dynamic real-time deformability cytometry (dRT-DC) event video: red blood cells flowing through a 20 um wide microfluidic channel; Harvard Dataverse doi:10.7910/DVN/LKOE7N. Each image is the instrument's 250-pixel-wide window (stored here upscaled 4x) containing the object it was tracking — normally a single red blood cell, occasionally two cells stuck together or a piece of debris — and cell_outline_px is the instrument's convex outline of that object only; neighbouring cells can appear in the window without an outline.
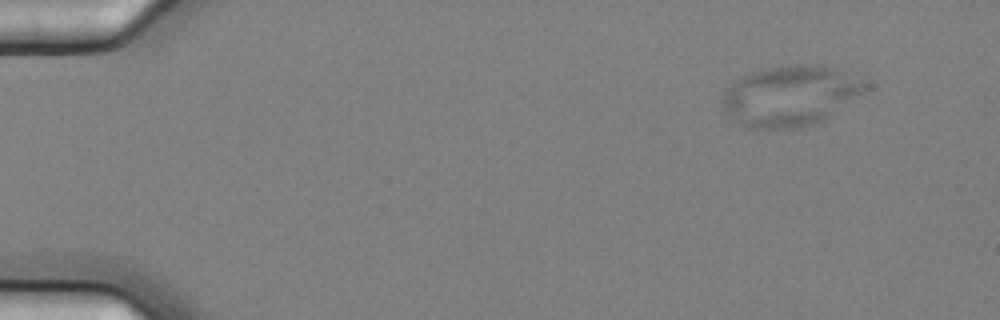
{"species": "common noctule bat (a hibernating species)", "species_latin": "Nyctalus noctula", "temperature_condition": "cold", "stored_images_in_passage": 5, "camera_frame_rate_fps": 3000, "um_per_image_px": 0.085, "animal": {"sex": "female", "body_mass_g": 25.1}, "frame": {"image": 1, "passage_image": 5, "time_ms": 1.333, "image_size_px": [1000, 320], "cell_outline_px": [[864, 88], [860, 92], [824, 120], [792, 128], [744, 128], [736, 120], [724, 104], [724, 96], [728, 88], [740, 76], [752, 72], [768, 68], [788, 64], [824, 64], [864, 84]], "centroid_in_image_um": [67.09, 8.13], "position_along_channel_um": 17.9, "area_um2": 48.26}}